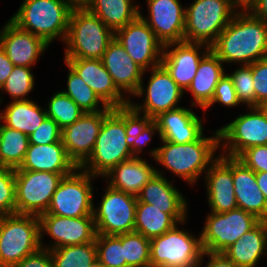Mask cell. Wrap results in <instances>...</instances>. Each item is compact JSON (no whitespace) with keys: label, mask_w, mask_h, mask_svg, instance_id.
I'll return each instance as SVG.
<instances>
[{"label":"cell","mask_w":267,"mask_h":267,"mask_svg":"<svg viewBox=\"0 0 267 267\" xmlns=\"http://www.w3.org/2000/svg\"><path fill=\"white\" fill-rule=\"evenodd\" d=\"M210 50L225 64L250 65L267 58V24L249 12H237Z\"/></svg>","instance_id":"cell-1"},{"label":"cell","mask_w":267,"mask_h":267,"mask_svg":"<svg viewBox=\"0 0 267 267\" xmlns=\"http://www.w3.org/2000/svg\"><path fill=\"white\" fill-rule=\"evenodd\" d=\"M160 141L163 145L149 150V155L157 164L190 185H195L219 156H215L220 148L218 129L212 136L207 137L203 133L191 143L177 144L162 139Z\"/></svg>","instance_id":"cell-2"},{"label":"cell","mask_w":267,"mask_h":267,"mask_svg":"<svg viewBox=\"0 0 267 267\" xmlns=\"http://www.w3.org/2000/svg\"><path fill=\"white\" fill-rule=\"evenodd\" d=\"M73 6L68 0H23L10 20L51 45L65 41Z\"/></svg>","instance_id":"cell-3"},{"label":"cell","mask_w":267,"mask_h":267,"mask_svg":"<svg viewBox=\"0 0 267 267\" xmlns=\"http://www.w3.org/2000/svg\"><path fill=\"white\" fill-rule=\"evenodd\" d=\"M114 32L86 8H73L67 35L64 58L101 59Z\"/></svg>","instance_id":"cell-4"},{"label":"cell","mask_w":267,"mask_h":267,"mask_svg":"<svg viewBox=\"0 0 267 267\" xmlns=\"http://www.w3.org/2000/svg\"><path fill=\"white\" fill-rule=\"evenodd\" d=\"M126 137L124 120L112 109L103 119L91 155L79 168L102 178L122 161L133 158Z\"/></svg>","instance_id":"cell-5"},{"label":"cell","mask_w":267,"mask_h":267,"mask_svg":"<svg viewBox=\"0 0 267 267\" xmlns=\"http://www.w3.org/2000/svg\"><path fill=\"white\" fill-rule=\"evenodd\" d=\"M40 248L39 216H0V267H14Z\"/></svg>","instance_id":"cell-6"},{"label":"cell","mask_w":267,"mask_h":267,"mask_svg":"<svg viewBox=\"0 0 267 267\" xmlns=\"http://www.w3.org/2000/svg\"><path fill=\"white\" fill-rule=\"evenodd\" d=\"M237 11L230 0H195L186 7L184 41L209 47Z\"/></svg>","instance_id":"cell-7"},{"label":"cell","mask_w":267,"mask_h":267,"mask_svg":"<svg viewBox=\"0 0 267 267\" xmlns=\"http://www.w3.org/2000/svg\"><path fill=\"white\" fill-rule=\"evenodd\" d=\"M187 221L176 224L161 236L150 239V266L200 267L203 248L200 234L179 228Z\"/></svg>","instance_id":"cell-8"},{"label":"cell","mask_w":267,"mask_h":267,"mask_svg":"<svg viewBox=\"0 0 267 267\" xmlns=\"http://www.w3.org/2000/svg\"><path fill=\"white\" fill-rule=\"evenodd\" d=\"M68 175L15 170L16 214L40 216L46 213L60 181Z\"/></svg>","instance_id":"cell-9"},{"label":"cell","mask_w":267,"mask_h":267,"mask_svg":"<svg viewBox=\"0 0 267 267\" xmlns=\"http://www.w3.org/2000/svg\"><path fill=\"white\" fill-rule=\"evenodd\" d=\"M201 231L203 251L223 253L260 220L236 208L227 212H209Z\"/></svg>","instance_id":"cell-10"},{"label":"cell","mask_w":267,"mask_h":267,"mask_svg":"<svg viewBox=\"0 0 267 267\" xmlns=\"http://www.w3.org/2000/svg\"><path fill=\"white\" fill-rule=\"evenodd\" d=\"M93 176L77 168L72 174L63 177L52 196L48 214L62 217L93 216Z\"/></svg>","instance_id":"cell-11"},{"label":"cell","mask_w":267,"mask_h":267,"mask_svg":"<svg viewBox=\"0 0 267 267\" xmlns=\"http://www.w3.org/2000/svg\"><path fill=\"white\" fill-rule=\"evenodd\" d=\"M248 110L218 128L223 150L219 154L238 157L249 147L267 145V117L258 107H248Z\"/></svg>","instance_id":"cell-12"},{"label":"cell","mask_w":267,"mask_h":267,"mask_svg":"<svg viewBox=\"0 0 267 267\" xmlns=\"http://www.w3.org/2000/svg\"><path fill=\"white\" fill-rule=\"evenodd\" d=\"M149 71L147 87L145 88L144 80H142L137 92L133 95L138 98L142 97V99L144 96L143 103H135L132 99L129 105L137 112L153 119L162 112L182 107L179 103L185 92L171 78L166 68L160 64Z\"/></svg>","instance_id":"cell-13"},{"label":"cell","mask_w":267,"mask_h":267,"mask_svg":"<svg viewBox=\"0 0 267 267\" xmlns=\"http://www.w3.org/2000/svg\"><path fill=\"white\" fill-rule=\"evenodd\" d=\"M106 186L98 207L93 203L97 234L118 235L133 232L137 197Z\"/></svg>","instance_id":"cell-14"},{"label":"cell","mask_w":267,"mask_h":267,"mask_svg":"<svg viewBox=\"0 0 267 267\" xmlns=\"http://www.w3.org/2000/svg\"><path fill=\"white\" fill-rule=\"evenodd\" d=\"M40 220V245L43 249H55L68 245H81L94 242L97 236L93 216L62 217L44 213ZM50 236L51 245H44V236ZM43 238V239H42Z\"/></svg>","instance_id":"cell-15"},{"label":"cell","mask_w":267,"mask_h":267,"mask_svg":"<svg viewBox=\"0 0 267 267\" xmlns=\"http://www.w3.org/2000/svg\"><path fill=\"white\" fill-rule=\"evenodd\" d=\"M114 38L144 71L161 64L164 45L140 16L115 31Z\"/></svg>","instance_id":"cell-16"},{"label":"cell","mask_w":267,"mask_h":267,"mask_svg":"<svg viewBox=\"0 0 267 267\" xmlns=\"http://www.w3.org/2000/svg\"><path fill=\"white\" fill-rule=\"evenodd\" d=\"M149 18L139 16L155 33L156 38L163 44L183 42L185 31V11L179 0H146Z\"/></svg>","instance_id":"cell-17"},{"label":"cell","mask_w":267,"mask_h":267,"mask_svg":"<svg viewBox=\"0 0 267 267\" xmlns=\"http://www.w3.org/2000/svg\"><path fill=\"white\" fill-rule=\"evenodd\" d=\"M113 108L85 113L75 123L62 129L61 141L69 158L79 168L91 155L104 117Z\"/></svg>","instance_id":"cell-18"},{"label":"cell","mask_w":267,"mask_h":267,"mask_svg":"<svg viewBox=\"0 0 267 267\" xmlns=\"http://www.w3.org/2000/svg\"><path fill=\"white\" fill-rule=\"evenodd\" d=\"M209 51L210 47L202 43H169L163 46L161 64L185 92L196 75L200 61Z\"/></svg>","instance_id":"cell-19"},{"label":"cell","mask_w":267,"mask_h":267,"mask_svg":"<svg viewBox=\"0 0 267 267\" xmlns=\"http://www.w3.org/2000/svg\"><path fill=\"white\" fill-rule=\"evenodd\" d=\"M64 61L108 107L129 105V98L116 87L101 59L64 58Z\"/></svg>","instance_id":"cell-20"},{"label":"cell","mask_w":267,"mask_h":267,"mask_svg":"<svg viewBox=\"0 0 267 267\" xmlns=\"http://www.w3.org/2000/svg\"><path fill=\"white\" fill-rule=\"evenodd\" d=\"M203 178L210 212L222 213L238 208L233 182V157L219 154Z\"/></svg>","instance_id":"cell-21"},{"label":"cell","mask_w":267,"mask_h":267,"mask_svg":"<svg viewBox=\"0 0 267 267\" xmlns=\"http://www.w3.org/2000/svg\"><path fill=\"white\" fill-rule=\"evenodd\" d=\"M0 28V46L15 66L33 67L50 46L43 39L19 28L10 19Z\"/></svg>","instance_id":"cell-22"},{"label":"cell","mask_w":267,"mask_h":267,"mask_svg":"<svg viewBox=\"0 0 267 267\" xmlns=\"http://www.w3.org/2000/svg\"><path fill=\"white\" fill-rule=\"evenodd\" d=\"M172 181L156 168V173L141 189L137 201L154 205L160 211L168 213L177 223H181L187 220L188 201Z\"/></svg>","instance_id":"cell-23"},{"label":"cell","mask_w":267,"mask_h":267,"mask_svg":"<svg viewBox=\"0 0 267 267\" xmlns=\"http://www.w3.org/2000/svg\"><path fill=\"white\" fill-rule=\"evenodd\" d=\"M101 61L116 87L124 95L126 93L130 100L137 92L146 71L133 61L115 38L109 43Z\"/></svg>","instance_id":"cell-24"},{"label":"cell","mask_w":267,"mask_h":267,"mask_svg":"<svg viewBox=\"0 0 267 267\" xmlns=\"http://www.w3.org/2000/svg\"><path fill=\"white\" fill-rule=\"evenodd\" d=\"M154 121L160 131V139L171 143H191L204 133L203 118L184 106L162 112Z\"/></svg>","instance_id":"cell-25"},{"label":"cell","mask_w":267,"mask_h":267,"mask_svg":"<svg viewBox=\"0 0 267 267\" xmlns=\"http://www.w3.org/2000/svg\"><path fill=\"white\" fill-rule=\"evenodd\" d=\"M233 182L238 208L266 221L267 201L257 184L255 172L237 157H233Z\"/></svg>","instance_id":"cell-26"},{"label":"cell","mask_w":267,"mask_h":267,"mask_svg":"<svg viewBox=\"0 0 267 267\" xmlns=\"http://www.w3.org/2000/svg\"><path fill=\"white\" fill-rule=\"evenodd\" d=\"M77 168L62 142H56L47 145L29 144L22 164L14 170L72 174Z\"/></svg>","instance_id":"cell-27"},{"label":"cell","mask_w":267,"mask_h":267,"mask_svg":"<svg viewBox=\"0 0 267 267\" xmlns=\"http://www.w3.org/2000/svg\"><path fill=\"white\" fill-rule=\"evenodd\" d=\"M155 173L156 168L146 159L133 157L113 167L103 178L111 188L137 197Z\"/></svg>","instance_id":"cell-28"},{"label":"cell","mask_w":267,"mask_h":267,"mask_svg":"<svg viewBox=\"0 0 267 267\" xmlns=\"http://www.w3.org/2000/svg\"><path fill=\"white\" fill-rule=\"evenodd\" d=\"M223 62L210 50L200 61L198 70L191 84L185 92H190L192 107H201L203 111L209 109L219 80L226 74Z\"/></svg>","instance_id":"cell-29"},{"label":"cell","mask_w":267,"mask_h":267,"mask_svg":"<svg viewBox=\"0 0 267 267\" xmlns=\"http://www.w3.org/2000/svg\"><path fill=\"white\" fill-rule=\"evenodd\" d=\"M267 253V222L259 221L223 254L237 267H257Z\"/></svg>","instance_id":"cell-30"},{"label":"cell","mask_w":267,"mask_h":267,"mask_svg":"<svg viewBox=\"0 0 267 267\" xmlns=\"http://www.w3.org/2000/svg\"><path fill=\"white\" fill-rule=\"evenodd\" d=\"M113 110L124 120L126 142L131 149L133 157H142L144 146L150 145L155 133L160 136L157 123L153 118L134 110L130 105L113 108Z\"/></svg>","instance_id":"cell-31"},{"label":"cell","mask_w":267,"mask_h":267,"mask_svg":"<svg viewBox=\"0 0 267 267\" xmlns=\"http://www.w3.org/2000/svg\"><path fill=\"white\" fill-rule=\"evenodd\" d=\"M46 109L35 101H11L0 111V121L9 128L30 136L47 118Z\"/></svg>","instance_id":"cell-32"},{"label":"cell","mask_w":267,"mask_h":267,"mask_svg":"<svg viewBox=\"0 0 267 267\" xmlns=\"http://www.w3.org/2000/svg\"><path fill=\"white\" fill-rule=\"evenodd\" d=\"M134 0H91L85 7L113 32L139 16L140 5Z\"/></svg>","instance_id":"cell-33"},{"label":"cell","mask_w":267,"mask_h":267,"mask_svg":"<svg viewBox=\"0 0 267 267\" xmlns=\"http://www.w3.org/2000/svg\"><path fill=\"white\" fill-rule=\"evenodd\" d=\"M178 224L168 213L154 205L137 201L134 231L152 239L161 236Z\"/></svg>","instance_id":"cell-34"},{"label":"cell","mask_w":267,"mask_h":267,"mask_svg":"<svg viewBox=\"0 0 267 267\" xmlns=\"http://www.w3.org/2000/svg\"><path fill=\"white\" fill-rule=\"evenodd\" d=\"M29 146V136L0 124V166L17 169Z\"/></svg>","instance_id":"cell-35"},{"label":"cell","mask_w":267,"mask_h":267,"mask_svg":"<svg viewBox=\"0 0 267 267\" xmlns=\"http://www.w3.org/2000/svg\"><path fill=\"white\" fill-rule=\"evenodd\" d=\"M66 67H68L69 71L67 74V87L64 91H61L69 96L84 113L105 111L108 106L87 86L70 66L67 65Z\"/></svg>","instance_id":"cell-36"},{"label":"cell","mask_w":267,"mask_h":267,"mask_svg":"<svg viewBox=\"0 0 267 267\" xmlns=\"http://www.w3.org/2000/svg\"><path fill=\"white\" fill-rule=\"evenodd\" d=\"M54 267H89L97 261L95 241L50 250Z\"/></svg>","instance_id":"cell-37"},{"label":"cell","mask_w":267,"mask_h":267,"mask_svg":"<svg viewBox=\"0 0 267 267\" xmlns=\"http://www.w3.org/2000/svg\"><path fill=\"white\" fill-rule=\"evenodd\" d=\"M46 106L48 118L53 119L61 129L72 125L85 114L78 105L62 91L54 92Z\"/></svg>","instance_id":"cell-38"},{"label":"cell","mask_w":267,"mask_h":267,"mask_svg":"<svg viewBox=\"0 0 267 267\" xmlns=\"http://www.w3.org/2000/svg\"><path fill=\"white\" fill-rule=\"evenodd\" d=\"M126 267L150 266V239L135 231L121 234Z\"/></svg>","instance_id":"cell-39"},{"label":"cell","mask_w":267,"mask_h":267,"mask_svg":"<svg viewBox=\"0 0 267 267\" xmlns=\"http://www.w3.org/2000/svg\"><path fill=\"white\" fill-rule=\"evenodd\" d=\"M33 67L14 66L13 71L7 78L4 85L0 88V92L8 93L11 96V101L29 100L26 98L33 90L35 76L32 73ZM3 99L0 95V104Z\"/></svg>","instance_id":"cell-40"},{"label":"cell","mask_w":267,"mask_h":267,"mask_svg":"<svg viewBox=\"0 0 267 267\" xmlns=\"http://www.w3.org/2000/svg\"><path fill=\"white\" fill-rule=\"evenodd\" d=\"M97 260L104 267H126L121 234H97L95 239Z\"/></svg>","instance_id":"cell-41"},{"label":"cell","mask_w":267,"mask_h":267,"mask_svg":"<svg viewBox=\"0 0 267 267\" xmlns=\"http://www.w3.org/2000/svg\"><path fill=\"white\" fill-rule=\"evenodd\" d=\"M233 86L241 104L248 107H255V89L252 75V68L249 65H240L231 74Z\"/></svg>","instance_id":"cell-42"},{"label":"cell","mask_w":267,"mask_h":267,"mask_svg":"<svg viewBox=\"0 0 267 267\" xmlns=\"http://www.w3.org/2000/svg\"><path fill=\"white\" fill-rule=\"evenodd\" d=\"M16 214L15 170L0 166V216Z\"/></svg>","instance_id":"cell-43"},{"label":"cell","mask_w":267,"mask_h":267,"mask_svg":"<svg viewBox=\"0 0 267 267\" xmlns=\"http://www.w3.org/2000/svg\"><path fill=\"white\" fill-rule=\"evenodd\" d=\"M215 103L228 108L236 107L239 104L241 105L233 86L232 79L229 77L228 73H226L216 85L209 108Z\"/></svg>","instance_id":"cell-44"},{"label":"cell","mask_w":267,"mask_h":267,"mask_svg":"<svg viewBox=\"0 0 267 267\" xmlns=\"http://www.w3.org/2000/svg\"><path fill=\"white\" fill-rule=\"evenodd\" d=\"M62 129L51 118H46L41 126L29 136V144L47 145L61 141Z\"/></svg>","instance_id":"cell-45"},{"label":"cell","mask_w":267,"mask_h":267,"mask_svg":"<svg viewBox=\"0 0 267 267\" xmlns=\"http://www.w3.org/2000/svg\"><path fill=\"white\" fill-rule=\"evenodd\" d=\"M237 158L255 173L267 172V145L249 147Z\"/></svg>","instance_id":"cell-46"},{"label":"cell","mask_w":267,"mask_h":267,"mask_svg":"<svg viewBox=\"0 0 267 267\" xmlns=\"http://www.w3.org/2000/svg\"><path fill=\"white\" fill-rule=\"evenodd\" d=\"M255 89V107L267 98V58L258 60L249 65Z\"/></svg>","instance_id":"cell-47"},{"label":"cell","mask_w":267,"mask_h":267,"mask_svg":"<svg viewBox=\"0 0 267 267\" xmlns=\"http://www.w3.org/2000/svg\"><path fill=\"white\" fill-rule=\"evenodd\" d=\"M14 267H54L49 249L40 248L37 252L26 256Z\"/></svg>","instance_id":"cell-48"},{"label":"cell","mask_w":267,"mask_h":267,"mask_svg":"<svg viewBox=\"0 0 267 267\" xmlns=\"http://www.w3.org/2000/svg\"><path fill=\"white\" fill-rule=\"evenodd\" d=\"M204 257L209 259L204 267H237L223 253L206 252V251H204L202 254L200 267L204 262Z\"/></svg>","instance_id":"cell-49"},{"label":"cell","mask_w":267,"mask_h":267,"mask_svg":"<svg viewBox=\"0 0 267 267\" xmlns=\"http://www.w3.org/2000/svg\"><path fill=\"white\" fill-rule=\"evenodd\" d=\"M14 64L9 60L5 51L0 46V88L4 85L7 78L14 68Z\"/></svg>","instance_id":"cell-50"},{"label":"cell","mask_w":267,"mask_h":267,"mask_svg":"<svg viewBox=\"0 0 267 267\" xmlns=\"http://www.w3.org/2000/svg\"><path fill=\"white\" fill-rule=\"evenodd\" d=\"M249 13L267 24V0H258Z\"/></svg>","instance_id":"cell-51"},{"label":"cell","mask_w":267,"mask_h":267,"mask_svg":"<svg viewBox=\"0 0 267 267\" xmlns=\"http://www.w3.org/2000/svg\"><path fill=\"white\" fill-rule=\"evenodd\" d=\"M237 12H249L258 0H230Z\"/></svg>","instance_id":"cell-52"},{"label":"cell","mask_w":267,"mask_h":267,"mask_svg":"<svg viewBox=\"0 0 267 267\" xmlns=\"http://www.w3.org/2000/svg\"><path fill=\"white\" fill-rule=\"evenodd\" d=\"M255 177L257 184L267 201V172L266 171L256 172Z\"/></svg>","instance_id":"cell-53"},{"label":"cell","mask_w":267,"mask_h":267,"mask_svg":"<svg viewBox=\"0 0 267 267\" xmlns=\"http://www.w3.org/2000/svg\"><path fill=\"white\" fill-rule=\"evenodd\" d=\"M91 0H68L74 8H85Z\"/></svg>","instance_id":"cell-54"},{"label":"cell","mask_w":267,"mask_h":267,"mask_svg":"<svg viewBox=\"0 0 267 267\" xmlns=\"http://www.w3.org/2000/svg\"><path fill=\"white\" fill-rule=\"evenodd\" d=\"M257 107L264 113L267 117V98L260 102Z\"/></svg>","instance_id":"cell-55"},{"label":"cell","mask_w":267,"mask_h":267,"mask_svg":"<svg viewBox=\"0 0 267 267\" xmlns=\"http://www.w3.org/2000/svg\"><path fill=\"white\" fill-rule=\"evenodd\" d=\"M89 267H104V266L97 260Z\"/></svg>","instance_id":"cell-56"}]
</instances>
